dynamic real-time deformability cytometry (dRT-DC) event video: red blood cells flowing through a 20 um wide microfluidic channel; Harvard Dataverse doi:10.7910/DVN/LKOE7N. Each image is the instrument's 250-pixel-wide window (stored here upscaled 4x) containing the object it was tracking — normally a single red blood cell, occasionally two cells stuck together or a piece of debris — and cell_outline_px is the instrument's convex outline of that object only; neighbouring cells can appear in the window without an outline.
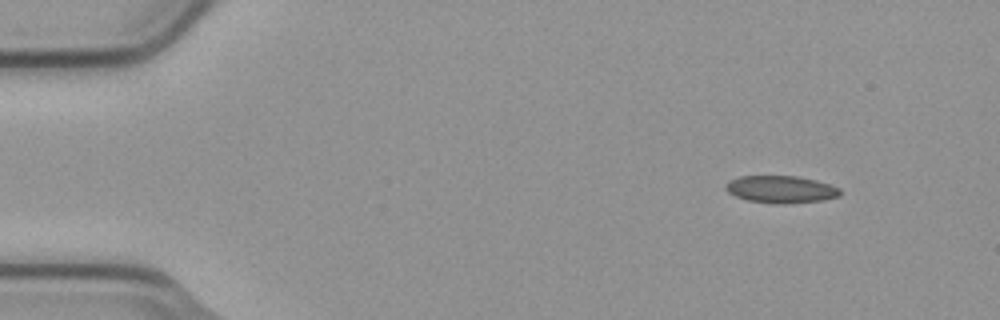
{"species": "common noctule bat (a hibernating species)", "species_latin": "Nyctalus noctula", "temperature_condition": "cold", "stored_images_in_passage": 4, "camera_frame_rate_fps": 3000, "um_per_image_px": 0.085, "animal": {"sex": "male", "body_mass_g": 23.1, "forearm_length_mm": 52.7}, "frame": {"image": 1, "passage_image": 1, "time_ms": 0.0, "image_size_px": [1000, 320], "cell_outline_px": [[840, 196], [824, 200], [784, 204], [776, 204], [748, 200], [736, 196], [728, 192], [724, 188], [728, 180], [740, 176], [796, 176], [816, 180], [840, 188]], "centroid_in_image_um": [66.37, 16.09], "position_along_channel_um": 18.6, "area_um2": 18.21}}
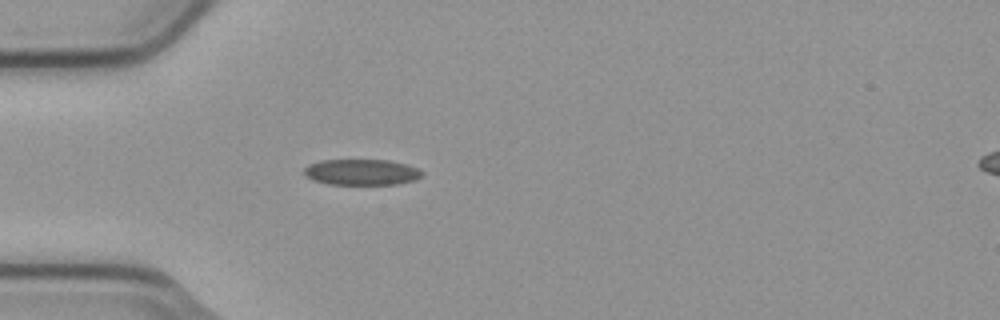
{"frame": {"image": 2, "passage_image": 4, "time_ms": 1.0, "image_size_px": [1000, 320], "cell_outline_px": [[424, 176], [416, 180], [396, 184], [328, 184], [312, 180], [304, 176], [304, 168], [308, 164], [320, 160], [388, 160], [404, 164], [416, 168], [424, 172]], "centroid_in_image_um": [30.71, 14.63], "position_along_channel_um": 54.3, "area_um2": 17.92}}